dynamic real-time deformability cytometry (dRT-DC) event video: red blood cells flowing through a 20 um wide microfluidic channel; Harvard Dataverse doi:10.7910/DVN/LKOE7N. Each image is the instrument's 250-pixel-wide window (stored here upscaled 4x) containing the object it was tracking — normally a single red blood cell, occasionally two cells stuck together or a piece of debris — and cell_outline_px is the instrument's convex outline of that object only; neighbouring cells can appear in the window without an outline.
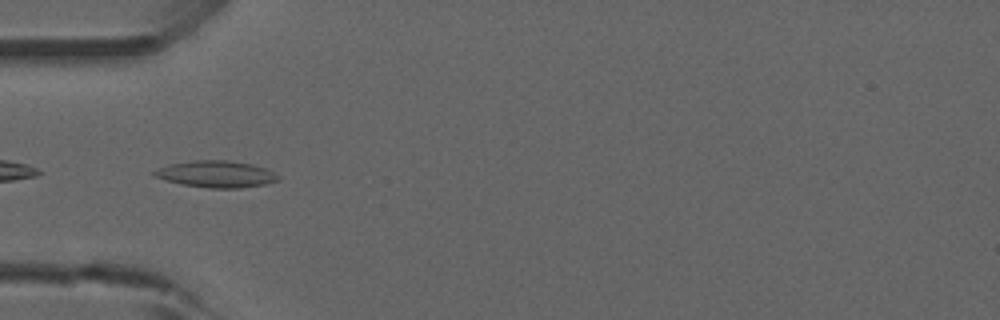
{"species": "common noctule bat (a hibernating species)", "species_latin": "Nyctalus noctula", "temperature_condition": "room temperature", "stored_images_in_passage": 10, "camera_frame_rate_fps": 3000, "um_per_image_px": 0.085, "animal": {"sex": "male", "forearm_length_mm": 52.5}, "frame": {"image": 1, "passage_image": 3, "time_ms": 0.667, "image_size_px": [1000, 320], "cell_outline_px": [[280, 180], [264, 184], [240, 188], [208, 188], [184, 184], [152, 176], [152, 172], [160, 168], [172, 164], [192, 160], [228, 160], [252, 164], [264, 168], [280, 176]], "centroid_in_image_um": [18.4, 14.79], "position_along_channel_um": 66.6, "area_um2": 19.02}}
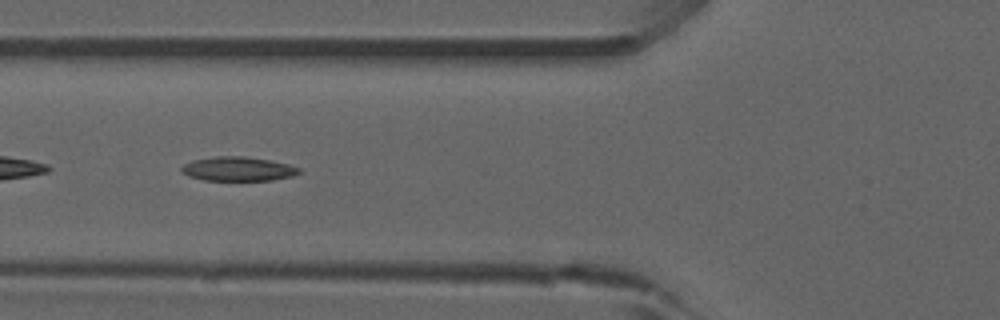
{"frame": {"image": 2, "passage_image": 6, "time_ms": 1.667, "image_size_px": [1000, 320], "cell_outline_px": [[300, 172], [292, 176], [272, 180], [204, 180], [188, 176], [180, 172], [180, 168], [184, 164], [192, 160], [216, 156], [244, 156], [268, 160], [288, 164], [300, 168]], "centroid_in_image_um": [20.19, 14.35], "position_along_channel_um": 105.6, "area_um2": 16.53}}
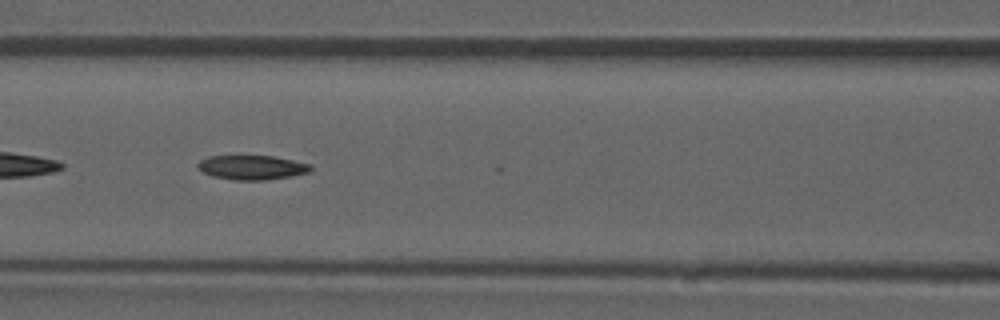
{"frame": {"image": 3, "passage_image": 9, "time_ms": 2.667, "image_size_px": [1000, 320], "cell_outline_px": [[312, 168], [308, 172], [292, 176], [264, 180], [232, 180], [212, 176], [204, 172], [196, 164], [200, 160], [208, 156], [272, 156], [312, 164]], "centroid_in_image_um": [21.42, 14.23], "position_along_channel_um": 145.2, "area_um2": 15.95}}